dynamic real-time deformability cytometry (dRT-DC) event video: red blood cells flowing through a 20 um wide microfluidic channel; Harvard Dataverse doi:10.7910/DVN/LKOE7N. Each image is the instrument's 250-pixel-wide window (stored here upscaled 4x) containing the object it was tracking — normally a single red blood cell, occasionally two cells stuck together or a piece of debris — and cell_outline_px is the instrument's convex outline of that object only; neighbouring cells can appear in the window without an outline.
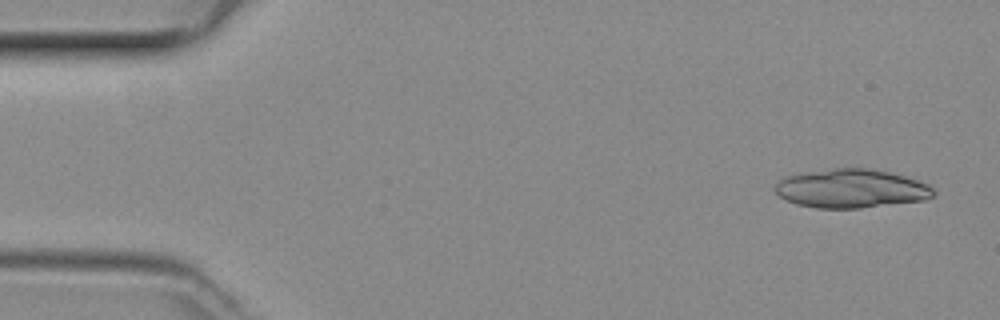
{"species": "common noctule bat (a hibernating species)", "species_latin": "Nyctalus noctula", "temperature_condition": "room temperature", "stored_images_in_passage": 46, "segment_of_instrument_passage": [1, 2], "camera_frame_rate_fps": 3000, "um_per_image_px": 0.085, "animal": {"sex": "female", "body_mass_g": 29.2, "forearm_length_mm": 56.3}, "frame": {"image": 1, "passage_image": 1, "time_ms": 0.0, "image_size_px": [1000, 320], "cell_outline_px": [[936, 196], [924, 200], [860, 208], [816, 208], [796, 204], [780, 196], [776, 192], [776, 184], [784, 176], [832, 168], [868, 168], [888, 172], [904, 176], [928, 184], [936, 192]], "centroid_in_image_um": [72.38, 16.03], "position_along_channel_um": 12.6, "area_um2": 35.6}}